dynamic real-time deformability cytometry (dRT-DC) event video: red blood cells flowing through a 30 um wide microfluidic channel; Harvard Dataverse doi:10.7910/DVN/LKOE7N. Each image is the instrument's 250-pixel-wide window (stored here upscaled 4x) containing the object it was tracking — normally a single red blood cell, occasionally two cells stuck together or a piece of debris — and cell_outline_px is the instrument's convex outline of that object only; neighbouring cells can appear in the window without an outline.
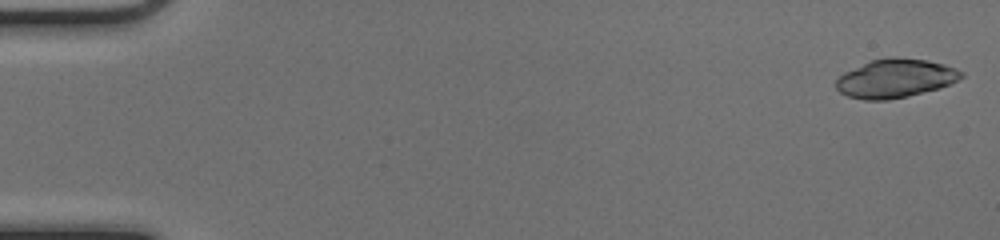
{"species": "common noctule bat (a hibernating species)", "species_latin": "Nyctalus noctula", "temperature_condition": "cold", "stored_images_in_passage": 50, "camera_frame_rate_fps": 3000, "um_per_image_px": 0.085, "animal": {"sex": "female", "body_mass_g": 17.0, "forearm_length_mm": 48.0}, "frame": {"image": 1, "passage_image": 1, "time_ms": 0.0, "image_size_px": [1000, 240], "cell_outline_px": [[964, 76], [940, 88], [908, 96], [888, 100], [864, 100], [848, 96], [840, 92], [836, 88], [836, 80], [844, 72], [872, 60], [888, 56], [896, 56], [928, 60], [944, 64], [956, 68], [964, 72]], "centroid_in_image_um": [76.11, 6.65], "position_along_channel_um": 8.9, "area_um2": 28.32}}
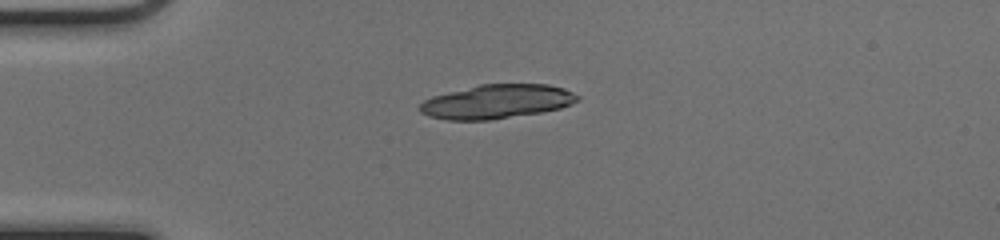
{"frame": {"image": 2, "passage_image": 13, "time_ms": 4.0, "image_size_px": [1000, 240], "cell_outline_px": [[580, 100], [572, 104], [560, 108], [540, 112], [488, 120], [448, 120], [428, 116], [420, 112], [416, 108], [424, 100], [432, 96], [480, 84], [548, 84], [564, 88], [580, 96]], "centroid_in_image_um": [42.21, 8.63], "position_along_channel_um": 42.8, "area_um2": 31.33}}